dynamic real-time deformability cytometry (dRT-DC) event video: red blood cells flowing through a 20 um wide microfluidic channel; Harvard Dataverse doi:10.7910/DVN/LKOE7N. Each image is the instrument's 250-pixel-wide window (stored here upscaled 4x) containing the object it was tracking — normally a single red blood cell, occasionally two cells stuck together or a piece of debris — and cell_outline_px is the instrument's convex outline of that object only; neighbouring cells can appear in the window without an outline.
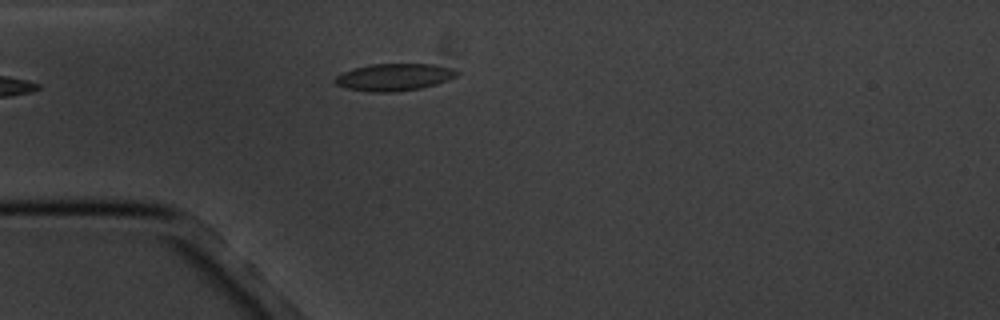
{"species": "common noctule bat (a hibernating species)", "species_latin": "Nyctalus noctula", "temperature_condition": "cold", "stored_images_in_passage": 4, "camera_frame_rate_fps": 3000, "um_per_image_px": 0.085, "animal": {"sex": "male", "body_mass_g": 20.1, "forearm_length_mm": 53.5}, "frame": {"image": 1, "passage_image": 4, "time_ms": 4.333, "image_size_px": [1000, 320], "cell_outline_px": [[460, 72], [456, 76], [448, 80], [436, 84], [420, 88], [396, 92], [372, 92], [344, 88], [336, 84], [332, 80], [336, 76], [352, 68], [372, 64], [436, 64], [452, 68]], "centroid_in_image_um": [33.49, 6.55], "position_along_channel_um": 51.5, "area_um2": 19.42}}